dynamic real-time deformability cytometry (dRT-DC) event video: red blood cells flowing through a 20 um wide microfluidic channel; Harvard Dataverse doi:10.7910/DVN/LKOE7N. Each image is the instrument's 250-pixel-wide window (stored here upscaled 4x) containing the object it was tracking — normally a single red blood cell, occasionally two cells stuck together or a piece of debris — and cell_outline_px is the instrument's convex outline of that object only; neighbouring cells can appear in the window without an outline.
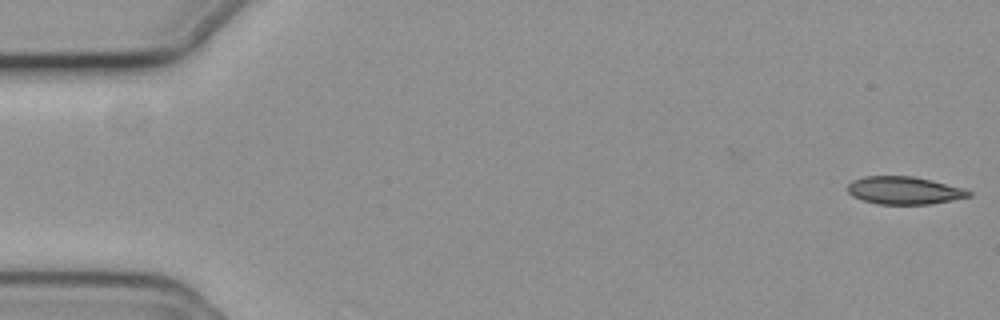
{"species": "common noctule bat (a hibernating species)", "species_latin": "Nyctalus noctula", "temperature_condition": "cold", "stored_images_in_passage": 52, "camera_frame_rate_fps": 3000, "um_per_image_px": 0.085, "animal": {"sex": "female", "body_mass_g": 19.3, "forearm_length_mm": 54.1}, "frame": {"image": 1, "passage_image": 1, "time_ms": 0.0, "image_size_px": [1000, 320], "cell_outline_px": [[972, 196], [932, 204], [876, 204], [852, 196], [848, 192], [848, 184], [852, 180], [864, 176], [912, 176], [932, 180], [964, 188], [972, 192]], "centroid_in_image_um": [76.87, 16.18], "position_along_channel_um": 8.1, "area_um2": 19.65}}
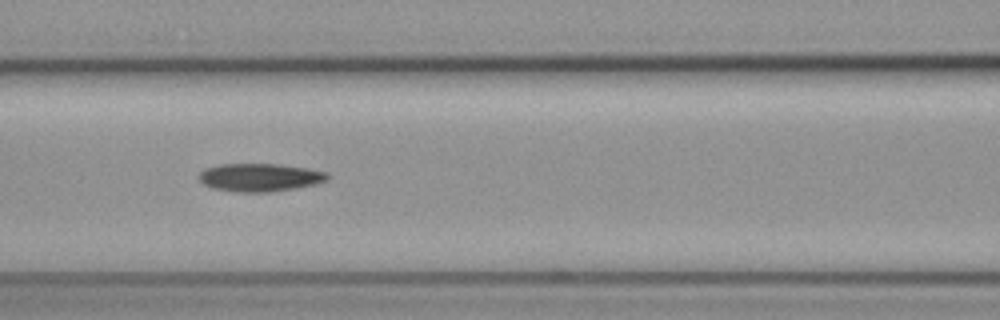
{"frame": {"image": 2, "passage_image": 24, "time_ms": 7.667, "image_size_px": [1000, 320], "cell_outline_px": [[332, 176], [328, 180], [316, 184], [296, 188], [272, 192], [236, 192], [212, 188], [204, 184], [196, 176], [204, 168], [220, 164], [280, 164], [308, 168], [328, 172]], "centroid_in_image_um": [22.11, 15.08], "position_along_channel_um": 144.5, "area_um2": 21.39}}
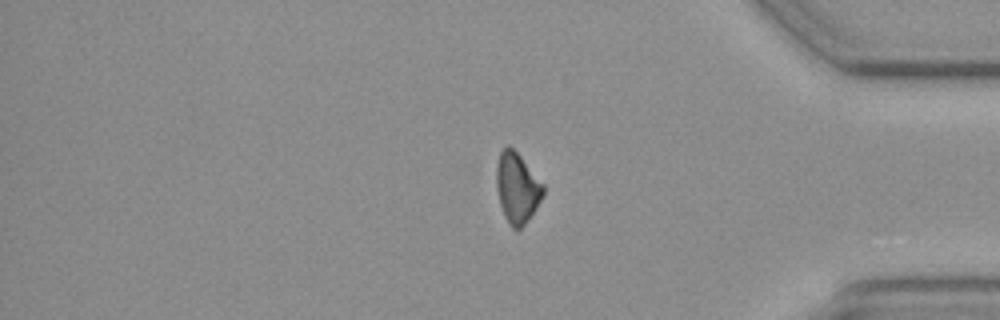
{"frame": {"image": 3, "passage_image": 46, "time_ms": 15.0, "image_size_px": [1000, 320], "cell_outline_px": [[544, 196], [528, 220], [520, 228], [512, 228], [508, 224], [504, 216], [500, 204], [496, 188], [496, 168], [500, 152], [508, 144], [520, 156], [544, 184]], "centroid_in_image_um": [43.95, 15.98], "position_along_channel_um": 391.2, "area_um2": 19.13}, "authors_computed_cell_mechanics": {"area_um2": 20.4901, "velocity_mm_per_s": 3.7117, "shape_relaxation_time_tau1_ms": 4.5421, "shape_relaxation_time_tau2_ms": null, "deformation_change_tau1": 0.1312, "deformation_change_tau2": null}}